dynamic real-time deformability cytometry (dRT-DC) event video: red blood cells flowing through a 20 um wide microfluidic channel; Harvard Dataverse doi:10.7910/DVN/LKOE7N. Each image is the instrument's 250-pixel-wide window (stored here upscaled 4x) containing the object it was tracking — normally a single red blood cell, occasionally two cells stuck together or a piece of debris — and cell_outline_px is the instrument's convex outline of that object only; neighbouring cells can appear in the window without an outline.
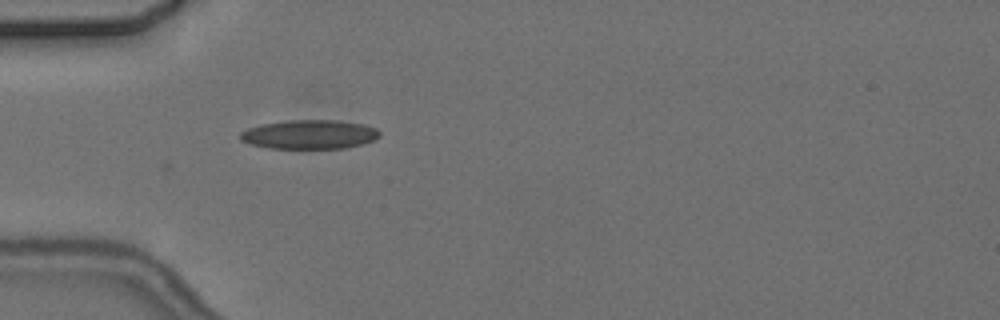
{"species": "common noctule bat (a hibernating species)", "species_latin": "Nyctalus noctula", "temperature_condition": "cold", "stored_images_in_passage": 6, "camera_frame_rate_fps": 3000, "um_per_image_px": 0.085, "animal": {"sex": "female", "body_mass_g": 24.6, "forearm_length_mm": 56.2}, "frame": {"image": 1, "passage_image": 6, "time_ms": 6.667, "image_size_px": [1000, 320], "cell_outline_px": [[380, 136], [372, 140], [360, 144], [344, 148], [268, 148], [252, 144], [240, 140], [240, 132], [248, 128], [260, 124], [288, 120], [336, 120], [364, 124], [376, 128], [380, 132]], "centroid_in_image_um": [26.29, 11.42], "position_along_channel_um": 58.7, "area_um2": 23.52}}